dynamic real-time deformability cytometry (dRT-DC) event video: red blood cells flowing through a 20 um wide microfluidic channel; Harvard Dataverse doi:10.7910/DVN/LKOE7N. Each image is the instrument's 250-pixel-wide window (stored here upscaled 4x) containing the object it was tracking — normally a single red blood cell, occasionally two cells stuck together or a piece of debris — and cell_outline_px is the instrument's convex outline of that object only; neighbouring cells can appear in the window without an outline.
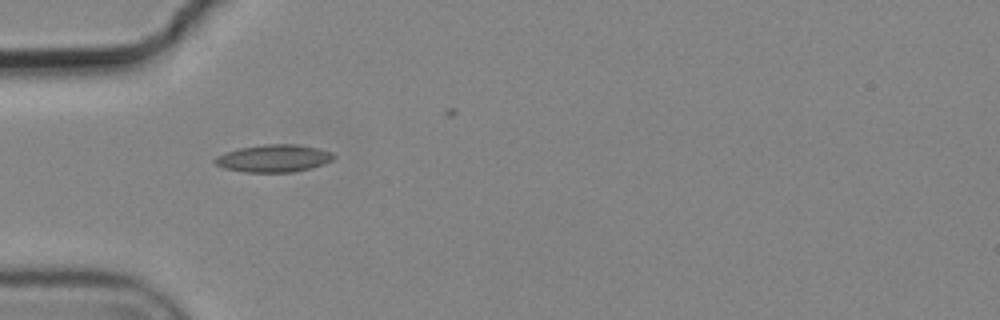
{"species": "common noctule bat (a hibernating species)", "species_latin": "Nyctalus noctula", "temperature_condition": "cold", "stored_images_in_passage": 6, "camera_frame_rate_fps": 3000, "um_per_image_px": 0.085, "animal": {"sex": "male", "body_mass_g": 19.2, "forearm_length_mm": 51.8}, "frame": {"image": 1, "passage_image": 1, "time_ms": 0.0, "image_size_px": [1000, 320], "cell_outline_px": [[336, 156], [332, 160], [324, 164], [312, 168], [292, 172], [244, 172], [224, 168], [216, 164], [212, 160], [216, 156], [224, 152], [240, 148], [264, 144], [296, 144], [316, 148], [332, 152]], "centroid_in_image_um": [23.26, 13.46], "position_along_channel_um": 61.7, "area_um2": 19.07}}
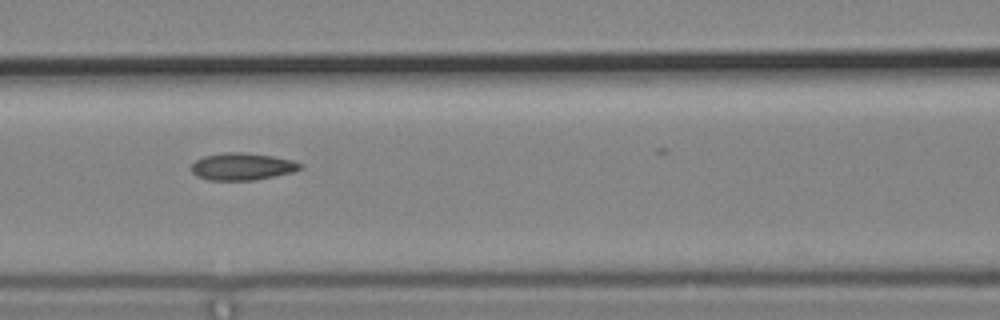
{"frame": {"image": 2, "passage_image": 3, "time_ms": 0.667, "image_size_px": [1000, 320], "cell_outline_px": [[304, 168], [292, 172], [252, 180], [208, 180], [196, 176], [192, 172], [192, 164], [196, 160], [204, 156], [224, 152], [240, 152], [272, 156], [292, 160], [304, 164]], "centroid_in_image_um": [20.59, 14.15], "position_along_channel_um": 146.0, "area_um2": 17.17}}
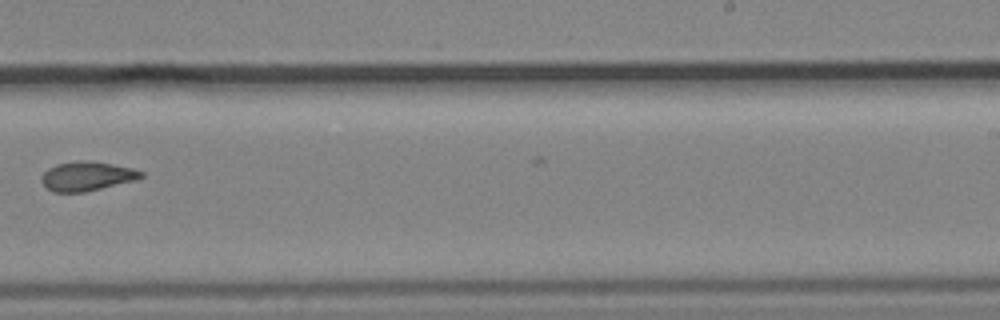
{"frame": {"image": 3, "passage_image": 6, "time_ms": 1.667, "image_size_px": [1000, 320], "cell_outline_px": [[144, 176], [136, 180], [84, 192], [52, 192], [40, 180], [44, 172], [48, 168], [56, 164], [80, 160], [92, 160], [132, 168], [144, 172]], "centroid_in_image_um": [7.4, 14.96], "position_along_channel_um": 281.6, "area_um2": 16.99}}